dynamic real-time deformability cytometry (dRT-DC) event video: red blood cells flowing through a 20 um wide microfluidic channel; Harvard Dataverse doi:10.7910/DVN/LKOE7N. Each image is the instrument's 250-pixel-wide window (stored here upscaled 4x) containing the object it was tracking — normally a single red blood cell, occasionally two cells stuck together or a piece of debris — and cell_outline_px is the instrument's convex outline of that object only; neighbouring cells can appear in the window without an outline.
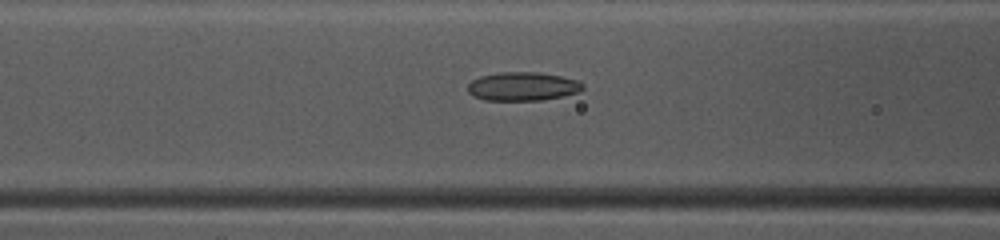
{"species": "common noctule bat (a hibernating species)", "species_latin": "Nyctalus noctula", "temperature_condition": "warm", "stored_images_in_passage": 49, "camera_frame_rate_fps": 3000, "um_per_image_px": 0.085, "animal": {"sex": "female", "body_mass_g": 10.0, "forearm_length_mm": 53.1}, "frame": {"image": 1, "passage_image": 20, "time_ms": 6.333, "image_size_px": [1000, 240], "cell_outline_px": [[584, 88], [580, 92], [564, 96], [540, 100], [484, 100], [472, 96], [468, 92], [468, 84], [472, 80], [480, 76], [500, 72], [536, 72], [560, 76], [576, 80], [584, 84]], "centroid_in_image_um": [44.42, 7.35], "position_along_channel_um": 122.2, "area_um2": 19.25}}
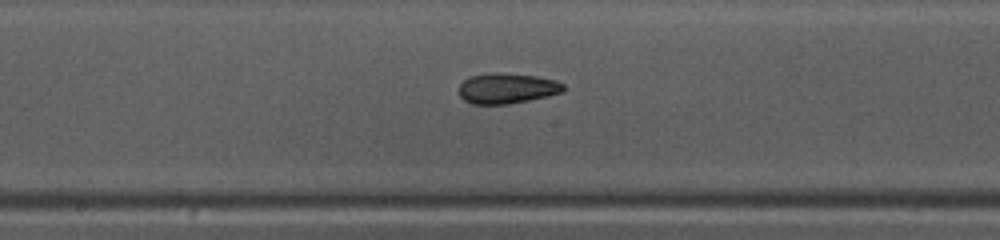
{"frame": {"image": 2, "passage_image": 26, "time_ms": 8.333, "image_size_px": [1000, 240], "cell_outline_px": [[564, 92], [548, 96], [508, 104], [472, 104], [464, 100], [460, 96], [460, 84], [468, 76], [536, 76], [556, 80], [564, 84]], "centroid_in_image_um": [43.13, 7.57], "position_along_channel_um": 205.1, "area_um2": 17.57}}
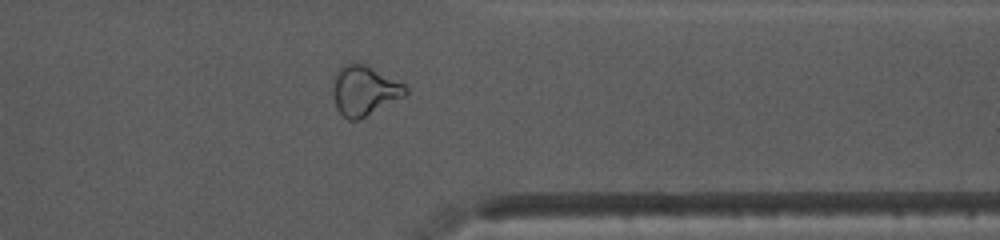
{"frame": {"image": 3, "passage_image": 39, "time_ms": 12.667, "image_size_px": [1000, 240], "cell_outline_px": [[408, 92], [404, 96], [356, 120], [348, 120], [336, 108], [332, 92], [332, 84], [336, 72], [344, 64], [364, 64], [404, 84], [408, 88]], "centroid_in_image_um": [30.93, 7.69], "position_along_channel_um": 380.5, "area_um2": 20.58}, "authors_computed_cell_mechanics": {"area_um2": 20.2878, "velocity_mm_per_s": 4.1254, "shape_relaxation_time_tau1_ms": null, "shape_relaxation_time_tau2_ms": 2.8708, "deformation_change_tau1": null, "deformation_change_tau2": 0.0962}}